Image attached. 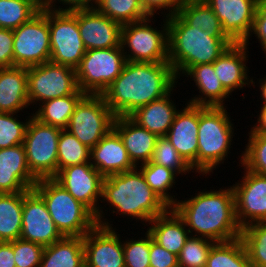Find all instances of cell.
Segmentation results:
<instances>
[{
  "mask_svg": "<svg viewBox=\"0 0 266 267\" xmlns=\"http://www.w3.org/2000/svg\"><path fill=\"white\" fill-rule=\"evenodd\" d=\"M177 83L169 62L127 61L102 96L116 117L129 116L137 108L167 95L177 88Z\"/></svg>",
  "mask_w": 266,
  "mask_h": 267,
  "instance_id": "1",
  "label": "cell"
},
{
  "mask_svg": "<svg viewBox=\"0 0 266 267\" xmlns=\"http://www.w3.org/2000/svg\"><path fill=\"white\" fill-rule=\"evenodd\" d=\"M230 187V188H229ZM172 206L184 221L191 236L209 239L215 243L240 238L242 228L236 218L235 196L232 185L196 191Z\"/></svg>",
  "mask_w": 266,
  "mask_h": 267,
  "instance_id": "2",
  "label": "cell"
},
{
  "mask_svg": "<svg viewBox=\"0 0 266 267\" xmlns=\"http://www.w3.org/2000/svg\"><path fill=\"white\" fill-rule=\"evenodd\" d=\"M106 203L112 214L141 221L144 227L170 207L146 183L142 172L133 170L110 175L103 180L101 203ZM113 209H110V208ZM116 209V210H115Z\"/></svg>",
  "mask_w": 266,
  "mask_h": 267,
  "instance_id": "3",
  "label": "cell"
},
{
  "mask_svg": "<svg viewBox=\"0 0 266 267\" xmlns=\"http://www.w3.org/2000/svg\"><path fill=\"white\" fill-rule=\"evenodd\" d=\"M168 62L177 80L193 66L214 63L234 42L189 26L178 14L167 18Z\"/></svg>",
  "mask_w": 266,
  "mask_h": 267,
  "instance_id": "4",
  "label": "cell"
},
{
  "mask_svg": "<svg viewBox=\"0 0 266 267\" xmlns=\"http://www.w3.org/2000/svg\"><path fill=\"white\" fill-rule=\"evenodd\" d=\"M226 107L199 106L197 153L199 177L212 175L231 153L233 136L236 133L230 113L226 110L229 108Z\"/></svg>",
  "mask_w": 266,
  "mask_h": 267,
  "instance_id": "5",
  "label": "cell"
},
{
  "mask_svg": "<svg viewBox=\"0 0 266 267\" xmlns=\"http://www.w3.org/2000/svg\"><path fill=\"white\" fill-rule=\"evenodd\" d=\"M33 189L43 198L62 236L84 237L97 225L95 215L54 178L39 179Z\"/></svg>",
  "mask_w": 266,
  "mask_h": 267,
  "instance_id": "6",
  "label": "cell"
},
{
  "mask_svg": "<svg viewBox=\"0 0 266 267\" xmlns=\"http://www.w3.org/2000/svg\"><path fill=\"white\" fill-rule=\"evenodd\" d=\"M153 19L149 16L143 20L122 25L120 46L127 61L168 62L167 18L163 17L160 30L152 26L155 22Z\"/></svg>",
  "mask_w": 266,
  "mask_h": 267,
  "instance_id": "7",
  "label": "cell"
},
{
  "mask_svg": "<svg viewBox=\"0 0 266 267\" xmlns=\"http://www.w3.org/2000/svg\"><path fill=\"white\" fill-rule=\"evenodd\" d=\"M126 62L121 46L86 50L75 69L78 88L85 94L102 95L121 74Z\"/></svg>",
  "mask_w": 266,
  "mask_h": 267,
  "instance_id": "8",
  "label": "cell"
},
{
  "mask_svg": "<svg viewBox=\"0 0 266 267\" xmlns=\"http://www.w3.org/2000/svg\"><path fill=\"white\" fill-rule=\"evenodd\" d=\"M60 133L61 128L41 123L33 116L27 124L23 145L30 172L38 180L57 175Z\"/></svg>",
  "mask_w": 266,
  "mask_h": 267,
  "instance_id": "9",
  "label": "cell"
},
{
  "mask_svg": "<svg viewBox=\"0 0 266 267\" xmlns=\"http://www.w3.org/2000/svg\"><path fill=\"white\" fill-rule=\"evenodd\" d=\"M54 179L95 215L98 225L112 228L111 222L113 221L105 217L107 213H104V206L100 203L104 177L92 166L91 162L65 167L57 173Z\"/></svg>",
  "mask_w": 266,
  "mask_h": 267,
  "instance_id": "10",
  "label": "cell"
},
{
  "mask_svg": "<svg viewBox=\"0 0 266 267\" xmlns=\"http://www.w3.org/2000/svg\"><path fill=\"white\" fill-rule=\"evenodd\" d=\"M27 83L32 107L54 98L85 94L78 88L74 68L51 61L28 67Z\"/></svg>",
  "mask_w": 266,
  "mask_h": 267,
  "instance_id": "11",
  "label": "cell"
},
{
  "mask_svg": "<svg viewBox=\"0 0 266 267\" xmlns=\"http://www.w3.org/2000/svg\"><path fill=\"white\" fill-rule=\"evenodd\" d=\"M115 117L102 95L86 94L77 104L66 130L92 149L113 128Z\"/></svg>",
  "mask_w": 266,
  "mask_h": 267,
  "instance_id": "12",
  "label": "cell"
},
{
  "mask_svg": "<svg viewBox=\"0 0 266 267\" xmlns=\"http://www.w3.org/2000/svg\"><path fill=\"white\" fill-rule=\"evenodd\" d=\"M50 61L76 69L85 52L77 22V10H48Z\"/></svg>",
  "mask_w": 266,
  "mask_h": 267,
  "instance_id": "13",
  "label": "cell"
},
{
  "mask_svg": "<svg viewBox=\"0 0 266 267\" xmlns=\"http://www.w3.org/2000/svg\"><path fill=\"white\" fill-rule=\"evenodd\" d=\"M13 33V66L28 68L50 61L48 10L39 11Z\"/></svg>",
  "mask_w": 266,
  "mask_h": 267,
  "instance_id": "14",
  "label": "cell"
},
{
  "mask_svg": "<svg viewBox=\"0 0 266 267\" xmlns=\"http://www.w3.org/2000/svg\"><path fill=\"white\" fill-rule=\"evenodd\" d=\"M243 170L242 179L232 184L236 218L241 228L266 221V176L244 166Z\"/></svg>",
  "mask_w": 266,
  "mask_h": 267,
  "instance_id": "15",
  "label": "cell"
},
{
  "mask_svg": "<svg viewBox=\"0 0 266 267\" xmlns=\"http://www.w3.org/2000/svg\"><path fill=\"white\" fill-rule=\"evenodd\" d=\"M62 237L48 212L43 198L34 189L23 191L20 238L46 247Z\"/></svg>",
  "mask_w": 266,
  "mask_h": 267,
  "instance_id": "16",
  "label": "cell"
},
{
  "mask_svg": "<svg viewBox=\"0 0 266 267\" xmlns=\"http://www.w3.org/2000/svg\"><path fill=\"white\" fill-rule=\"evenodd\" d=\"M116 229L97 224L83 237L85 267H125L123 240Z\"/></svg>",
  "mask_w": 266,
  "mask_h": 267,
  "instance_id": "17",
  "label": "cell"
},
{
  "mask_svg": "<svg viewBox=\"0 0 266 267\" xmlns=\"http://www.w3.org/2000/svg\"><path fill=\"white\" fill-rule=\"evenodd\" d=\"M234 43H244L253 28L258 0H204Z\"/></svg>",
  "mask_w": 266,
  "mask_h": 267,
  "instance_id": "18",
  "label": "cell"
},
{
  "mask_svg": "<svg viewBox=\"0 0 266 267\" xmlns=\"http://www.w3.org/2000/svg\"><path fill=\"white\" fill-rule=\"evenodd\" d=\"M77 22L86 50L120 46L122 25L95 8L77 9Z\"/></svg>",
  "mask_w": 266,
  "mask_h": 267,
  "instance_id": "19",
  "label": "cell"
},
{
  "mask_svg": "<svg viewBox=\"0 0 266 267\" xmlns=\"http://www.w3.org/2000/svg\"><path fill=\"white\" fill-rule=\"evenodd\" d=\"M182 107L165 137L197 174L199 105L186 102Z\"/></svg>",
  "mask_w": 266,
  "mask_h": 267,
  "instance_id": "20",
  "label": "cell"
},
{
  "mask_svg": "<svg viewBox=\"0 0 266 267\" xmlns=\"http://www.w3.org/2000/svg\"><path fill=\"white\" fill-rule=\"evenodd\" d=\"M248 47L245 43H233L213 63L219 81L231 96L237 89L243 90L251 85L256 87L253 77H249L250 69L246 65L249 59Z\"/></svg>",
  "mask_w": 266,
  "mask_h": 267,
  "instance_id": "21",
  "label": "cell"
},
{
  "mask_svg": "<svg viewBox=\"0 0 266 267\" xmlns=\"http://www.w3.org/2000/svg\"><path fill=\"white\" fill-rule=\"evenodd\" d=\"M37 181L28 167L23 144L0 149V193L27 191Z\"/></svg>",
  "mask_w": 266,
  "mask_h": 267,
  "instance_id": "22",
  "label": "cell"
},
{
  "mask_svg": "<svg viewBox=\"0 0 266 267\" xmlns=\"http://www.w3.org/2000/svg\"><path fill=\"white\" fill-rule=\"evenodd\" d=\"M90 162L104 178L136 168L113 128L91 149Z\"/></svg>",
  "mask_w": 266,
  "mask_h": 267,
  "instance_id": "23",
  "label": "cell"
},
{
  "mask_svg": "<svg viewBox=\"0 0 266 267\" xmlns=\"http://www.w3.org/2000/svg\"><path fill=\"white\" fill-rule=\"evenodd\" d=\"M113 129L119 134L132 163L137 167L151 160L159 138L129 116L115 117Z\"/></svg>",
  "mask_w": 266,
  "mask_h": 267,
  "instance_id": "24",
  "label": "cell"
},
{
  "mask_svg": "<svg viewBox=\"0 0 266 267\" xmlns=\"http://www.w3.org/2000/svg\"><path fill=\"white\" fill-rule=\"evenodd\" d=\"M29 106L27 68H0V112L25 113Z\"/></svg>",
  "mask_w": 266,
  "mask_h": 267,
  "instance_id": "25",
  "label": "cell"
},
{
  "mask_svg": "<svg viewBox=\"0 0 266 267\" xmlns=\"http://www.w3.org/2000/svg\"><path fill=\"white\" fill-rule=\"evenodd\" d=\"M174 90V91H173ZM172 89L167 95L137 108L129 117L139 126L146 128L158 137L166 136L179 111L172 98Z\"/></svg>",
  "mask_w": 266,
  "mask_h": 267,
  "instance_id": "26",
  "label": "cell"
},
{
  "mask_svg": "<svg viewBox=\"0 0 266 267\" xmlns=\"http://www.w3.org/2000/svg\"><path fill=\"white\" fill-rule=\"evenodd\" d=\"M148 224H146V226H149L146 230L153 241L177 256L190 237L184 221L172 207L155 217Z\"/></svg>",
  "mask_w": 266,
  "mask_h": 267,
  "instance_id": "27",
  "label": "cell"
},
{
  "mask_svg": "<svg viewBox=\"0 0 266 267\" xmlns=\"http://www.w3.org/2000/svg\"><path fill=\"white\" fill-rule=\"evenodd\" d=\"M186 75V76H185ZM191 81H194L195 88L199 90V95H192L187 101L189 104L209 107H224L226 100L231 95L219 81L216 72L211 64H200L191 67L185 74ZM225 102V103H224Z\"/></svg>",
  "mask_w": 266,
  "mask_h": 267,
  "instance_id": "28",
  "label": "cell"
},
{
  "mask_svg": "<svg viewBox=\"0 0 266 267\" xmlns=\"http://www.w3.org/2000/svg\"><path fill=\"white\" fill-rule=\"evenodd\" d=\"M40 267H85L83 237H66L44 247Z\"/></svg>",
  "mask_w": 266,
  "mask_h": 267,
  "instance_id": "29",
  "label": "cell"
},
{
  "mask_svg": "<svg viewBox=\"0 0 266 267\" xmlns=\"http://www.w3.org/2000/svg\"><path fill=\"white\" fill-rule=\"evenodd\" d=\"M85 95L71 94L45 101L36 106L37 110L33 107L32 116L41 123L66 129L77 104Z\"/></svg>",
  "mask_w": 266,
  "mask_h": 267,
  "instance_id": "30",
  "label": "cell"
},
{
  "mask_svg": "<svg viewBox=\"0 0 266 267\" xmlns=\"http://www.w3.org/2000/svg\"><path fill=\"white\" fill-rule=\"evenodd\" d=\"M23 191L0 193V242L20 238L22 230Z\"/></svg>",
  "mask_w": 266,
  "mask_h": 267,
  "instance_id": "31",
  "label": "cell"
},
{
  "mask_svg": "<svg viewBox=\"0 0 266 267\" xmlns=\"http://www.w3.org/2000/svg\"><path fill=\"white\" fill-rule=\"evenodd\" d=\"M189 26H198L212 36L229 38L219 18L204 0H183L177 13Z\"/></svg>",
  "mask_w": 266,
  "mask_h": 267,
  "instance_id": "32",
  "label": "cell"
},
{
  "mask_svg": "<svg viewBox=\"0 0 266 267\" xmlns=\"http://www.w3.org/2000/svg\"><path fill=\"white\" fill-rule=\"evenodd\" d=\"M206 267H251L242 239L215 243L209 251Z\"/></svg>",
  "mask_w": 266,
  "mask_h": 267,
  "instance_id": "33",
  "label": "cell"
},
{
  "mask_svg": "<svg viewBox=\"0 0 266 267\" xmlns=\"http://www.w3.org/2000/svg\"><path fill=\"white\" fill-rule=\"evenodd\" d=\"M137 168L142 172L150 188L157 193L169 207H172L177 202L175 195L169 192L171 188L176 187L175 184L177 182L175 180H177L178 174L175 171L150 162L141 164L137 166Z\"/></svg>",
  "mask_w": 266,
  "mask_h": 267,
  "instance_id": "34",
  "label": "cell"
},
{
  "mask_svg": "<svg viewBox=\"0 0 266 267\" xmlns=\"http://www.w3.org/2000/svg\"><path fill=\"white\" fill-rule=\"evenodd\" d=\"M94 8L121 25L149 17L141 0H97Z\"/></svg>",
  "mask_w": 266,
  "mask_h": 267,
  "instance_id": "35",
  "label": "cell"
},
{
  "mask_svg": "<svg viewBox=\"0 0 266 267\" xmlns=\"http://www.w3.org/2000/svg\"><path fill=\"white\" fill-rule=\"evenodd\" d=\"M57 151V173L65 167L90 162L91 149L82 144L66 129H61Z\"/></svg>",
  "mask_w": 266,
  "mask_h": 267,
  "instance_id": "36",
  "label": "cell"
},
{
  "mask_svg": "<svg viewBox=\"0 0 266 267\" xmlns=\"http://www.w3.org/2000/svg\"><path fill=\"white\" fill-rule=\"evenodd\" d=\"M251 267H266V221L250 224L241 230V236Z\"/></svg>",
  "mask_w": 266,
  "mask_h": 267,
  "instance_id": "37",
  "label": "cell"
},
{
  "mask_svg": "<svg viewBox=\"0 0 266 267\" xmlns=\"http://www.w3.org/2000/svg\"><path fill=\"white\" fill-rule=\"evenodd\" d=\"M39 11L27 0H0V28L14 30Z\"/></svg>",
  "mask_w": 266,
  "mask_h": 267,
  "instance_id": "38",
  "label": "cell"
},
{
  "mask_svg": "<svg viewBox=\"0 0 266 267\" xmlns=\"http://www.w3.org/2000/svg\"><path fill=\"white\" fill-rule=\"evenodd\" d=\"M244 151L238 156L240 167L266 176V135L248 132Z\"/></svg>",
  "mask_w": 266,
  "mask_h": 267,
  "instance_id": "39",
  "label": "cell"
},
{
  "mask_svg": "<svg viewBox=\"0 0 266 267\" xmlns=\"http://www.w3.org/2000/svg\"><path fill=\"white\" fill-rule=\"evenodd\" d=\"M150 163H156L175 171L178 175L190 174L195 170L183 159L170 141L165 137H159L153 151Z\"/></svg>",
  "mask_w": 266,
  "mask_h": 267,
  "instance_id": "40",
  "label": "cell"
},
{
  "mask_svg": "<svg viewBox=\"0 0 266 267\" xmlns=\"http://www.w3.org/2000/svg\"><path fill=\"white\" fill-rule=\"evenodd\" d=\"M26 114L29 115L23 122L19 120L17 113L0 112V149L23 144L26 127L32 116V113Z\"/></svg>",
  "mask_w": 266,
  "mask_h": 267,
  "instance_id": "41",
  "label": "cell"
},
{
  "mask_svg": "<svg viewBox=\"0 0 266 267\" xmlns=\"http://www.w3.org/2000/svg\"><path fill=\"white\" fill-rule=\"evenodd\" d=\"M214 244L209 239L190 235L178 255L179 267H206L209 251Z\"/></svg>",
  "mask_w": 266,
  "mask_h": 267,
  "instance_id": "42",
  "label": "cell"
},
{
  "mask_svg": "<svg viewBox=\"0 0 266 267\" xmlns=\"http://www.w3.org/2000/svg\"><path fill=\"white\" fill-rule=\"evenodd\" d=\"M144 236L123 240L125 267H150V234L146 231Z\"/></svg>",
  "mask_w": 266,
  "mask_h": 267,
  "instance_id": "43",
  "label": "cell"
},
{
  "mask_svg": "<svg viewBox=\"0 0 266 267\" xmlns=\"http://www.w3.org/2000/svg\"><path fill=\"white\" fill-rule=\"evenodd\" d=\"M44 247L18 238L14 240V258L16 267H40Z\"/></svg>",
  "mask_w": 266,
  "mask_h": 267,
  "instance_id": "44",
  "label": "cell"
},
{
  "mask_svg": "<svg viewBox=\"0 0 266 267\" xmlns=\"http://www.w3.org/2000/svg\"><path fill=\"white\" fill-rule=\"evenodd\" d=\"M182 2L183 0H141L142 6L146 14L154 18V15L156 13L158 15H160L159 13H161L163 15L162 17L164 18L172 17L173 15L178 13Z\"/></svg>",
  "mask_w": 266,
  "mask_h": 267,
  "instance_id": "45",
  "label": "cell"
},
{
  "mask_svg": "<svg viewBox=\"0 0 266 267\" xmlns=\"http://www.w3.org/2000/svg\"><path fill=\"white\" fill-rule=\"evenodd\" d=\"M252 35L258 39L262 51L266 56V0H258L257 10L254 18L253 28L248 39L244 42L247 46L250 44Z\"/></svg>",
  "mask_w": 266,
  "mask_h": 267,
  "instance_id": "46",
  "label": "cell"
},
{
  "mask_svg": "<svg viewBox=\"0 0 266 267\" xmlns=\"http://www.w3.org/2000/svg\"><path fill=\"white\" fill-rule=\"evenodd\" d=\"M149 264L150 267H179L178 256L153 241L151 235Z\"/></svg>",
  "mask_w": 266,
  "mask_h": 267,
  "instance_id": "47",
  "label": "cell"
},
{
  "mask_svg": "<svg viewBox=\"0 0 266 267\" xmlns=\"http://www.w3.org/2000/svg\"><path fill=\"white\" fill-rule=\"evenodd\" d=\"M13 43V30L0 28V68L13 67Z\"/></svg>",
  "mask_w": 266,
  "mask_h": 267,
  "instance_id": "48",
  "label": "cell"
},
{
  "mask_svg": "<svg viewBox=\"0 0 266 267\" xmlns=\"http://www.w3.org/2000/svg\"><path fill=\"white\" fill-rule=\"evenodd\" d=\"M58 1V2H57ZM97 0H53V9L58 11H73L77 9H91ZM62 6H58L57 3ZM56 3V4H55ZM64 6V7H63ZM63 7V8H62Z\"/></svg>",
  "mask_w": 266,
  "mask_h": 267,
  "instance_id": "49",
  "label": "cell"
},
{
  "mask_svg": "<svg viewBox=\"0 0 266 267\" xmlns=\"http://www.w3.org/2000/svg\"><path fill=\"white\" fill-rule=\"evenodd\" d=\"M14 261V241L0 242V267H16Z\"/></svg>",
  "mask_w": 266,
  "mask_h": 267,
  "instance_id": "50",
  "label": "cell"
},
{
  "mask_svg": "<svg viewBox=\"0 0 266 267\" xmlns=\"http://www.w3.org/2000/svg\"><path fill=\"white\" fill-rule=\"evenodd\" d=\"M257 121L250 129V132H255L258 134H265L266 135V105H262L261 109L259 110Z\"/></svg>",
  "mask_w": 266,
  "mask_h": 267,
  "instance_id": "51",
  "label": "cell"
},
{
  "mask_svg": "<svg viewBox=\"0 0 266 267\" xmlns=\"http://www.w3.org/2000/svg\"><path fill=\"white\" fill-rule=\"evenodd\" d=\"M40 11L53 9V0H27Z\"/></svg>",
  "mask_w": 266,
  "mask_h": 267,
  "instance_id": "52",
  "label": "cell"
},
{
  "mask_svg": "<svg viewBox=\"0 0 266 267\" xmlns=\"http://www.w3.org/2000/svg\"><path fill=\"white\" fill-rule=\"evenodd\" d=\"M265 76L256 81V84L259 86V91L261 93L260 97H262L261 98L262 101H263L262 105H266V77Z\"/></svg>",
  "mask_w": 266,
  "mask_h": 267,
  "instance_id": "53",
  "label": "cell"
}]
</instances>
